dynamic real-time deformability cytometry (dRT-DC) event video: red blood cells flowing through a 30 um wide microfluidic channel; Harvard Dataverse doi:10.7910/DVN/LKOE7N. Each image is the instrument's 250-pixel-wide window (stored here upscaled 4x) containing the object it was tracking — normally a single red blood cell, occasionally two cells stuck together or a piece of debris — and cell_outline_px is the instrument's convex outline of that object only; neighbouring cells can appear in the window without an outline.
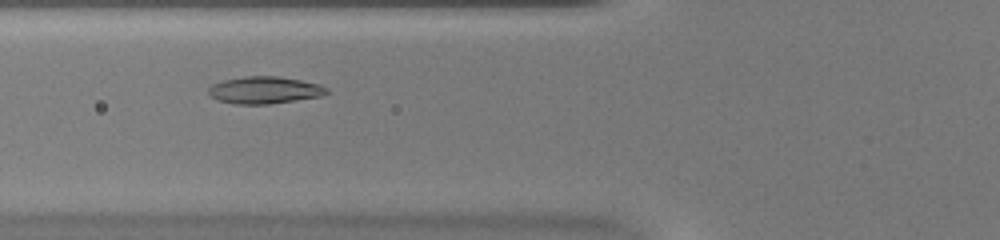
{"species": "common noctule bat (a hibernating species)", "species_latin": "Nyctalus noctula", "temperature_condition": "warm", "stored_images_in_passage": 37, "camera_frame_rate_fps": 3000, "um_per_image_px": 0.085, "animal": {"sex": "female", "body_mass_g": 20.0, "forearm_length_mm": 54.0}, "frame": {"image": 1, "passage_image": 5, "time_ms": 1.333, "image_size_px": [1000, 240], "cell_outline_px": [[328, 92], [320, 96], [268, 104], [236, 104], [216, 100], [208, 96], [208, 88], [212, 84], [224, 80], [244, 76], [276, 76], [300, 80], [320, 84], [328, 88]], "centroid_in_image_um": [22.43, 7.66], "position_along_channel_um": 103.4, "area_um2": 18.67}}
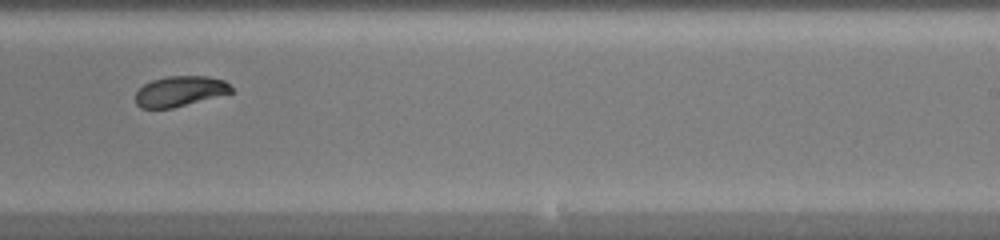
{"frame": {"image": 2, "passage_image": 18, "time_ms": 5.667, "image_size_px": [1000, 240], "cell_outline_px": [[232, 92], [172, 108], [140, 108], [136, 104], [136, 92], [144, 84], [152, 80], [168, 76], [208, 76], [224, 80], [232, 88]], "centroid_in_image_um": [15.27, 7.75], "position_along_channel_um": 273.7, "area_um2": 16.7}}
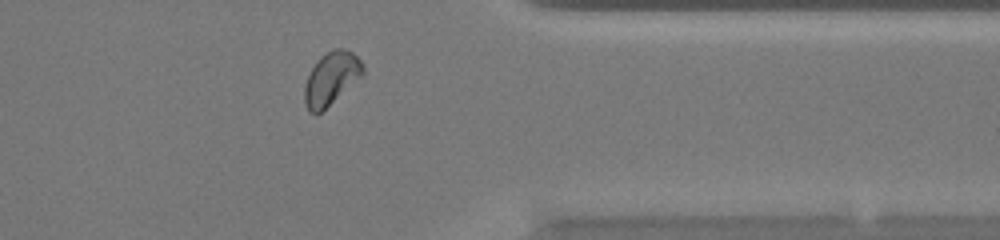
{"frame": {"image": 3, "passage_image": 27, "time_ms": 8.667, "image_size_px": [1000, 240], "cell_outline_px": [[364, 76], [316, 116], [308, 112], [304, 104], [304, 84], [312, 68], [320, 56], [332, 48], [344, 48], [352, 52], [364, 64]], "centroid_in_image_um": [28.16, 6.69], "position_along_channel_um": 383.2, "area_um2": 18.44}, "authors_computed_cell_mechanics": {"area_um2": 18.0914, "velocity_mm_per_s": 3.9392, "shape_relaxation_time_tau1_ms": 4.146, "shape_relaxation_time_tau2_ms": null, "deformation_change_tau1": 0.133, "deformation_change_tau2": null}}